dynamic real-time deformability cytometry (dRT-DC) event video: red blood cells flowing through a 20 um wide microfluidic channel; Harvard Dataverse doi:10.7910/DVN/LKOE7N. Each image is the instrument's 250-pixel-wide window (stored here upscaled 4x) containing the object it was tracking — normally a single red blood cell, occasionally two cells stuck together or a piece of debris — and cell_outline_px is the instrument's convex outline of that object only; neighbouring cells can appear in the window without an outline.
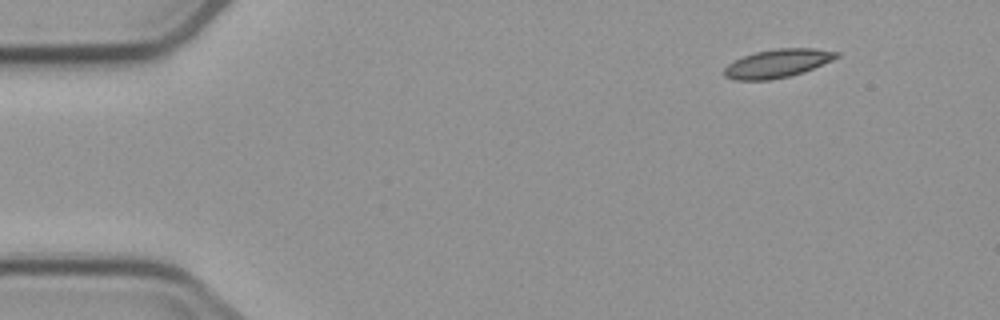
{"species": "common noctule bat (a hibernating species)", "species_latin": "Nyctalus noctula", "temperature_condition": "cold", "stored_images_in_passage": 4, "camera_frame_rate_fps": 3000, "um_per_image_px": 0.085, "animal": {"sex": "male", "body_mass_g": 23.1, "forearm_length_mm": 52.7}, "frame": {"image": 1, "passage_image": 1, "time_ms": 0.0, "image_size_px": [1000, 320], "cell_outline_px": [[840, 56], [832, 60], [804, 72], [788, 76], [768, 80], [736, 80], [724, 76], [724, 68], [728, 64], [744, 56], [756, 52], [776, 48], [816, 48], [840, 52]], "centroid_in_image_um": [66.11, 5.38], "position_along_channel_um": 18.9, "area_um2": 18.5}}
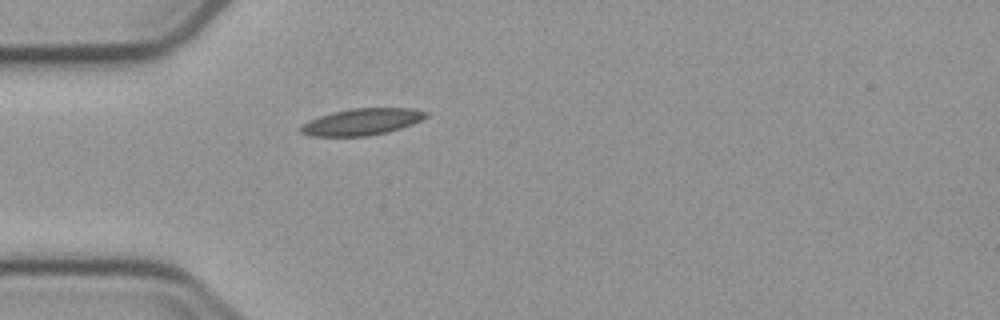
{"frame": {"image": 2, "passage_image": 4, "time_ms": 3.333, "image_size_px": [1000, 320], "cell_outline_px": [[428, 116], [412, 124], [388, 132], [368, 136], [312, 136], [300, 132], [300, 128], [308, 120], [332, 112], [352, 108], [412, 108], [428, 112]], "centroid_in_image_um": [30.77, 10.35], "position_along_channel_um": 54.2, "area_um2": 19.36}}